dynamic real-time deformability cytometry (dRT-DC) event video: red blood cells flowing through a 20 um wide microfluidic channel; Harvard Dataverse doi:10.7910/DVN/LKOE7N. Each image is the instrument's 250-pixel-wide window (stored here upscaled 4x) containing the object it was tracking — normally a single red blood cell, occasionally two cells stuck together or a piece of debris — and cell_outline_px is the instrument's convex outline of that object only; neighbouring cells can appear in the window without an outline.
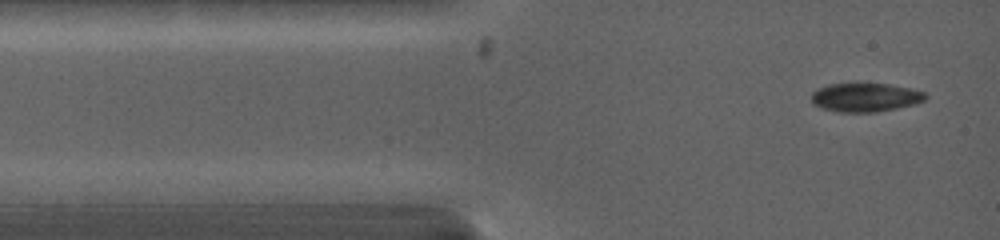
{"species": "common noctule bat (a hibernating species)", "species_latin": "Nyctalus noctula", "temperature_condition": "warm", "stored_images_in_passage": 10, "camera_frame_rate_fps": 5000, "um_per_image_px": 0.085, "animal": {"sex": "female", "body_mass_g": 19.0, "forearm_length_mm": 53.3}, "frame": {"image": 1, "passage_image": 1, "time_ms": 0.0, "image_size_px": [1000, 240], "cell_outline_px": [[928, 96], [924, 100], [916, 104], [876, 112], [836, 112], [820, 108], [812, 104], [812, 92], [816, 88], [828, 84], [888, 84], [912, 88], [924, 92]], "centroid_in_image_um": [73.53, 8.28], "position_along_channel_um": 11.5, "area_um2": 19.25}}
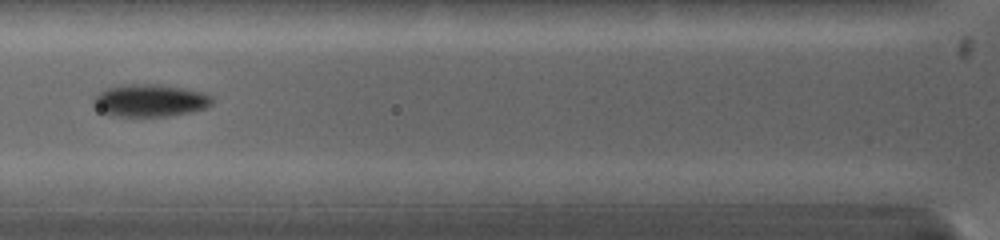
{"frame": {"image": 2, "passage_image": 7, "time_ms": 3.4, "image_size_px": [1000, 240], "cell_outline_px": [[212, 104], [204, 108], [192, 112], [168, 116], [108, 116], [96, 112], [92, 104], [92, 100], [100, 92], [108, 88], [128, 84], [156, 84], [184, 88], [204, 92], [212, 96]], "centroid_in_image_um": [12.7, 8.56], "position_along_channel_um": 113.1, "area_um2": 22.72}}
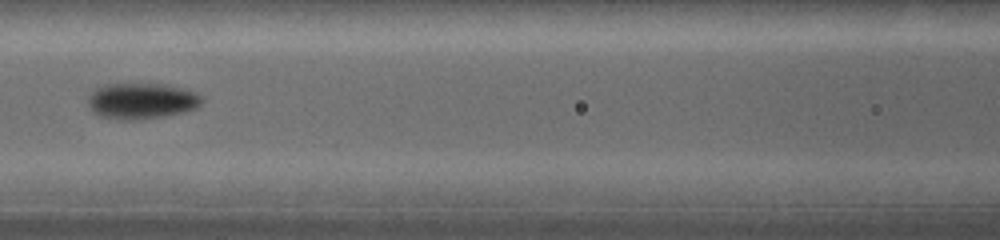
{"frame": {"image": 3, "passage_image": 9, "time_ms": 4.4, "image_size_px": [1000, 240], "cell_outline_px": [[204, 100], [196, 108], [184, 112], [160, 116], [132, 120], [124, 120], [100, 116], [92, 112], [88, 108], [88, 96], [96, 88], [104, 84], [164, 84], [184, 88], [196, 92]], "centroid_in_image_um": [12.01, 8.57], "position_along_channel_um": 154.6, "area_um2": 23.87}}